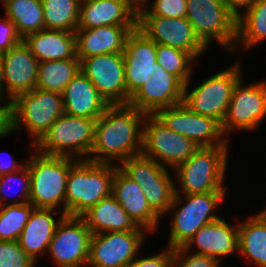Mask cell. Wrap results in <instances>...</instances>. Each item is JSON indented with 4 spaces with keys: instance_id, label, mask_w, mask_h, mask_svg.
<instances>
[{
    "instance_id": "obj_42",
    "label": "cell",
    "mask_w": 266,
    "mask_h": 267,
    "mask_svg": "<svg viewBox=\"0 0 266 267\" xmlns=\"http://www.w3.org/2000/svg\"><path fill=\"white\" fill-rule=\"evenodd\" d=\"M13 131L12 100L0 105V137Z\"/></svg>"
},
{
    "instance_id": "obj_20",
    "label": "cell",
    "mask_w": 266,
    "mask_h": 267,
    "mask_svg": "<svg viewBox=\"0 0 266 267\" xmlns=\"http://www.w3.org/2000/svg\"><path fill=\"white\" fill-rule=\"evenodd\" d=\"M39 62L22 41L2 53L3 91L8 99L32 91L37 84ZM5 84V85H4Z\"/></svg>"
},
{
    "instance_id": "obj_28",
    "label": "cell",
    "mask_w": 266,
    "mask_h": 267,
    "mask_svg": "<svg viewBox=\"0 0 266 267\" xmlns=\"http://www.w3.org/2000/svg\"><path fill=\"white\" fill-rule=\"evenodd\" d=\"M92 234L121 231H146L138 227L118 201L110 195L81 216Z\"/></svg>"
},
{
    "instance_id": "obj_8",
    "label": "cell",
    "mask_w": 266,
    "mask_h": 267,
    "mask_svg": "<svg viewBox=\"0 0 266 267\" xmlns=\"http://www.w3.org/2000/svg\"><path fill=\"white\" fill-rule=\"evenodd\" d=\"M63 113L62 94L34 88L12 100L13 131L25 126L34 139L31 144L34 147Z\"/></svg>"
},
{
    "instance_id": "obj_35",
    "label": "cell",
    "mask_w": 266,
    "mask_h": 267,
    "mask_svg": "<svg viewBox=\"0 0 266 267\" xmlns=\"http://www.w3.org/2000/svg\"><path fill=\"white\" fill-rule=\"evenodd\" d=\"M157 63L175 75L184 85L191 79V63L195 58L183 50L156 44ZM190 78V79H189Z\"/></svg>"
},
{
    "instance_id": "obj_6",
    "label": "cell",
    "mask_w": 266,
    "mask_h": 267,
    "mask_svg": "<svg viewBox=\"0 0 266 267\" xmlns=\"http://www.w3.org/2000/svg\"><path fill=\"white\" fill-rule=\"evenodd\" d=\"M177 188L175 187L176 194L169 208V211L176 207L178 209L177 211L175 209L172 216L169 235V248L171 249L183 247L202 226L219 220L220 217L211 211H214L226 196V190L202 194H182ZM183 195L186 203L180 207Z\"/></svg>"
},
{
    "instance_id": "obj_7",
    "label": "cell",
    "mask_w": 266,
    "mask_h": 267,
    "mask_svg": "<svg viewBox=\"0 0 266 267\" xmlns=\"http://www.w3.org/2000/svg\"><path fill=\"white\" fill-rule=\"evenodd\" d=\"M186 18L206 47L216 39L225 50L235 51L238 17L224 0H187Z\"/></svg>"
},
{
    "instance_id": "obj_23",
    "label": "cell",
    "mask_w": 266,
    "mask_h": 267,
    "mask_svg": "<svg viewBox=\"0 0 266 267\" xmlns=\"http://www.w3.org/2000/svg\"><path fill=\"white\" fill-rule=\"evenodd\" d=\"M195 244L198 247L195 254L212 256L221 263L223 258L239 251L238 224L231 226L220 218L202 226L183 248L189 251Z\"/></svg>"
},
{
    "instance_id": "obj_11",
    "label": "cell",
    "mask_w": 266,
    "mask_h": 267,
    "mask_svg": "<svg viewBox=\"0 0 266 267\" xmlns=\"http://www.w3.org/2000/svg\"><path fill=\"white\" fill-rule=\"evenodd\" d=\"M142 127L141 154L165 167L175 168L199 148L189 138L167 128L155 115H147Z\"/></svg>"
},
{
    "instance_id": "obj_9",
    "label": "cell",
    "mask_w": 266,
    "mask_h": 267,
    "mask_svg": "<svg viewBox=\"0 0 266 267\" xmlns=\"http://www.w3.org/2000/svg\"><path fill=\"white\" fill-rule=\"evenodd\" d=\"M118 167L141 187L148 204L160 217L169 211L176 185L164 165L139 154L122 161Z\"/></svg>"
},
{
    "instance_id": "obj_36",
    "label": "cell",
    "mask_w": 266,
    "mask_h": 267,
    "mask_svg": "<svg viewBox=\"0 0 266 267\" xmlns=\"http://www.w3.org/2000/svg\"><path fill=\"white\" fill-rule=\"evenodd\" d=\"M35 263L18 241H0V267H34Z\"/></svg>"
},
{
    "instance_id": "obj_31",
    "label": "cell",
    "mask_w": 266,
    "mask_h": 267,
    "mask_svg": "<svg viewBox=\"0 0 266 267\" xmlns=\"http://www.w3.org/2000/svg\"><path fill=\"white\" fill-rule=\"evenodd\" d=\"M79 72V58L39 62L35 88L62 94Z\"/></svg>"
},
{
    "instance_id": "obj_24",
    "label": "cell",
    "mask_w": 266,
    "mask_h": 267,
    "mask_svg": "<svg viewBox=\"0 0 266 267\" xmlns=\"http://www.w3.org/2000/svg\"><path fill=\"white\" fill-rule=\"evenodd\" d=\"M137 25L100 26L77 29L76 47L79 60L108 53H123L129 33Z\"/></svg>"
},
{
    "instance_id": "obj_25",
    "label": "cell",
    "mask_w": 266,
    "mask_h": 267,
    "mask_svg": "<svg viewBox=\"0 0 266 267\" xmlns=\"http://www.w3.org/2000/svg\"><path fill=\"white\" fill-rule=\"evenodd\" d=\"M64 113L97 120L109 104L80 71L62 93Z\"/></svg>"
},
{
    "instance_id": "obj_44",
    "label": "cell",
    "mask_w": 266,
    "mask_h": 267,
    "mask_svg": "<svg viewBox=\"0 0 266 267\" xmlns=\"http://www.w3.org/2000/svg\"><path fill=\"white\" fill-rule=\"evenodd\" d=\"M25 166L26 164H17V162L14 160V157H12L11 161H4L0 159V176L20 171Z\"/></svg>"
},
{
    "instance_id": "obj_30",
    "label": "cell",
    "mask_w": 266,
    "mask_h": 267,
    "mask_svg": "<svg viewBox=\"0 0 266 267\" xmlns=\"http://www.w3.org/2000/svg\"><path fill=\"white\" fill-rule=\"evenodd\" d=\"M6 17L15 24L23 39L45 29L41 0H2Z\"/></svg>"
},
{
    "instance_id": "obj_26",
    "label": "cell",
    "mask_w": 266,
    "mask_h": 267,
    "mask_svg": "<svg viewBox=\"0 0 266 267\" xmlns=\"http://www.w3.org/2000/svg\"><path fill=\"white\" fill-rule=\"evenodd\" d=\"M56 211L51 208H35L31 212L29 219L23 228L18 239L20 247L35 262L40 254L44 255L48 251L49 243L60 220L65 216L62 212L58 221L52 214Z\"/></svg>"
},
{
    "instance_id": "obj_5",
    "label": "cell",
    "mask_w": 266,
    "mask_h": 267,
    "mask_svg": "<svg viewBox=\"0 0 266 267\" xmlns=\"http://www.w3.org/2000/svg\"><path fill=\"white\" fill-rule=\"evenodd\" d=\"M96 122L95 119L63 113L33 148L45 155H77L81 157L79 159H88L94 142Z\"/></svg>"
},
{
    "instance_id": "obj_40",
    "label": "cell",
    "mask_w": 266,
    "mask_h": 267,
    "mask_svg": "<svg viewBox=\"0 0 266 267\" xmlns=\"http://www.w3.org/2000/svg\"><path fill=\"white\" fill-rule=\"evenodd\" d=\"M22 42L15 24L7 17L0 19V53L6 52Z\"/></svg>"
},
{
    "instance_id": "obj_18",
    "label": "cell",
    "mask_w": 266,
    "mask_h": 267,
    "mask_svg": "<svg viewBox=\"0 0 266 267\" xmlns=\"http://www.w3.org/2000/svg\"><path fill=\"white\" fill-rule=\"evenodd\" d=\"M184 84L160 64L154 63L146 82L130 98L129 105L147 115L183 102Z\"/></svg>"
},
{
    "instance_id": "obj_3",
    "label": "cell",
    "mask_w": 266,
    "mask_h": 267,
    "mask_svg": "<svg viewBox=\"0 0 266 267\" xmlns=\"http://www.w3.org/2000/svg\"><path fill=\"white\" fill-rule=\"evenodd\" d=\"M78 158L68 156L45 155L36 153L27 160L30 171L29 203L35 208L58 209L64 205L62 213L65 215V194L67 177L70 167Z\"/></svg>"
},
{
    "instance_id": "obj_4",
    "label": "cell",
    "mask_w": 266,
    "mask_h": 267,
    "mask_svg": "<svg viewBox=\"0 0 266 267\" xmlns=\"http://www.w3.org/2000/svg\"><path fill=\"white\" fill-rule=\"evenodd\" d=\"M229 146L199 147L174 169L184 194H202L226 190L224 174Z\"/></svg>"
},
{
    "instance_id": "obj_32",
    "label": "cell",
    "mask_w": 266,
    "mask_h": 267,
    "mask_svg": "<svg viewBox=\"0 0 266 267\" xmlns=\"http://www.w3.org/2000/svg\"><path fill=\"white\" fill-rule=\"evenodd\" d=\"M244 12L237 18L235 50L242 42V46L249 50L266 39V0H258Z\"/></svg>"
},
{
    "instance_id": "obj_41",
    "label": "cell",
    "mask_w": 266,
    "mask_h": 267,
    "mask_svg": "<svg viewBox=\"0 0 266 267\" xmlns=\"http://www.w3.org/2000/svg\"><path fill=\"white\" fill-rule=\"evenodd\" d=\"M173 249L167 248L159 255L134 259L128 267H170Z\"/></svg>"
},
{
    "instance_id": "obj_15",
    "label": "cell",
    "mask_w": 266,
    "mask_h": 267,
    "mask_svg": "<svg viewBox=\"0 0 266 267\" xmlns=\"http://www.w3.org/2000/svg\"><path fill=\"white\" fill-rule=\"evenodd\" d=\"M123 53H108L80 60V71L109 105L127 104Z\"/></svg>"
},
{
    "instance_id": "obj_33",
    "label": "cell",
    "mask_w": 266,
    "mask_h": 267,
    "mask_svg": "<svg viewBox=\"0 0 266 267\" xmlns=\"http://www.w3.org/2000/svg\"><path fill=\"white\" fill-rule=\"evenodd\" d=\"M45 29L75 32L81 0H41Z\"/></svg>"
},
{
    "instance_id": "obj_13",
    "label": "cell",
    "mask_w": 266,
    "mask_h": 267,
    "mask_svg": "<svg viewBox=\"0 0 266 267\" xmlns=\"http://www.w3.org/2000/svg\"><path fill=\"white\" fill-rule=\"evenodd\" d=\"M92 232L79 216L65 215L58 223L48 252L57 267H81L88 263Z\"/></svg>"
},
{
    "instance_id": "obj_43",
    "label": "cell",
    "mask_w": 266,
    "mask_h": 267,
    "mask_svg": "<svg viewBox=\"0 0 266 267\" xmlns=\"http://www.w3.org/2000/svg\"><path fill=\"white\" fill-rule=\"evenodd\" d=\"M258 0H224L227 7L237 16L241 14L239 8H250L253 4H255Z\"/></svg>"
},
{
    "instance_id": "obj_37",
    "label": "cell",
    "mask_w": 266,
    "mask_h": 267,
    "mask_svg": "<svg viewBox=\"0 0 266 267\" xmlns=\"http://www.w3.org/2000/svg\"><path fill=\"white\" fill-rule=\"evenodd\" d=\"M21 175H20V173ZM19 181V185L20 186V189L21 191L17 192L19 193L20 197L18 198H21L22 200L20 201L19 199L16 198V200H14L13 203L11 204H24V203H27L29 202V197H30V171H29V168H28V165L26 164L25 167H23L20 171H17V172H14V173H8V174H4L2 176H0V203L1 205H5V203L7 202V199L4 200L6 197H5V193H7V191H5L4 189L7 188V185L10 183V181ZM9 186V190L11 188L10 185ZM5 191V192H4ZM11 191H12V188H11ZM18 191V189H17ZM14 193V191H13ZM17 200H19L17 202Z\"/></svg>"
},
{
    "instance_id": "obj_38",
    "label": "cell",
    "mask_w": 266,
    "mask_h": 267,
    "mask_svg": "<svg viewBox=\"0 0 266 267\" xmlns=\"http://www.w3.org/2000/svg\"><path fill=\"white\" fill-rule=\"evenodd\" d=\"M149 8H142L137 16H160L165 18L186 17L187 0H154Z\"/></svg>"
},
{
    "instance_id": "obj_14",
    "label": "cell",
    "mask_w": 266,
    "mask_h": 267,
    "mask_svg": "<svg viewBox=\"0 0 266 267\" xmlns=\"http://www.w3.org/2000/svg\"><path fill=\"white\" fill-rule=\"evenodd\" d=\"M240 79L233 88L226 116L221 124L224 135L236 129L252 131L266 117V81L244 86Z\"/></svg>"
},
{
    "instance_id": "obj_22",
    "label": "cell",
    "mask_w": 266,
    "mask_h": 267,
    "mask_svg": "<svg viewBox=\"0 0 266 267\" xmlns=\"http://www.w3.org/2000/svg\"><path fill=\"white\" fill-rule=\"evenodd\" d=\"M117 25H137V11L128 0L81 1L77 29Z\"/></svg>"
},
{
    "instance_id": "obj_17",
    "label": "cell",
    "mask_w": 266,
    "mask_h": 267,
    "mask_svg": "<svg viewBox=\"0 0 266 267\" xmlns=\"http://www.w3.org/2000/svg\"><path fill=\"white\" fill-rule=\"evenodd\" d=\"M137 28L156 44L189 52L195 59L207 49L186 17L137 16Z\"/></svg>"
},
{
    "instance_id": "obj_34",
    "label": "cell",
    "mask_w": 266,
    "mask_h": 267,
    "mask_svg": "<svg viewBox=\"0 0 266 267\" xmlns=\"http://www.w3.org/2000/svg\"><path fill=\"white\" fill-rule=\"evenodd\" d=\"M34 206L24 204H9L0 209V241H18Z\"/></svg>"
},
{
    "instance_id": "obj_27",
    "label": "cell",
    "mask_w": 266,
    "mask_h": 267,
    "mask_svg": "<svg viewBox=\"0 0 266 267\" xmlns=\"http://www.w3.org/2000/svg\"><path fill=\"white\" fill-rule=\"evenodd\" d=\"M38 62L77 57L75 32L41 30L22 39Z\"/></svg>"
},
{
    "instance_id": "obj_12",
    "label": "cell",
    "mask_w": 266,
    "mask_h": 267,
    "mask_svg": "<svg viewBox=\"0 0 266 267\" xmlns=\"http://www.w3.org/2000/svg\"><path fill=\"white\" fill-rule=\"evenodd\" d=\"M167 128L192 140L199 147L228 146L219 121L193 112L185 103L154 114ZM218 140V141H217Z\"/></svg>"
},
{
    "instance_id": "obj_1",
    "label": "cell",
    "mask_w": 266,
    "mask_h": 267,
    "mask_svg": "<svg viewBox=\"0 0 266 267\" xmlns=\"http://www.w3.org/2000/svg\"><path fill=\"white\" fill-rule=\"evenodd\" d=\"M147 114L129 104L109 105L96 122L94 142L87 160L120 163L141 154L143 129ZM114 159V160H113Z\"/></svg>"
},
{
    "instance_id": "obj_10",
    "label": "cell",
    "mask_w": 266,
    "mask_h": 267,
    "mask_svg": "<svg viewBox=\"0 0 266 267\" xmlns=\"http://www.w3.org/2000/svg\"><path fill=\"white\" fill-rule=\"evenodd\" d=\"M239 63L206 79L192 91L184 86L183 103L193 112L216 119L221 124L226 116L233 88L242 79ZM189 92V93H188Z\"/></svg>"
},
{
    "instance_id": "obj_39",
    "label": "cell",
    "mask_w": 266,
    "mask_h": 267,
    "mask_svg": "<svg viewBox=\"0 0 266 267\" xmlns=\"http://www.w3.org/2000/svg\"><path fill=\"white\" fill-rule=\"evenodd\" d=\"M220 265L212 256L195 254L194 252L190 255L183 247L173 249L170 263V267H219Z\"/></svg>"
},
{
    "instance_id": "obj_19",
    "label": "cell",
    "mask_w": 266,
    "mask_h": 267,
    "mask_svg": "<svg viewBox=\"0 0 266 267\" xmlns=\"http://www.w3.org/2000/svg\"><path fill=\"white\" fill-rule=\"evenodd\" d=\"M127 104L135 92L146 82L157 61L156 43L137 27L127 36L123 52Z\"/></svg>"
},
{
    "instance_id": "obj_2",
    "label": "cell",
    "mask_w": 266,
    "mask_h": 267,
    "mask_svg": "<svg viewBox=\"0 0 266 267\" xmlns=\"http://www.w3.org/2000/svg\"><path fill=\"white\" fill-rule=\"evenodd\" d=\"M119 165L78 159L67 177L65 215L81 217L100 200L112 195L115 170Z\"/></svg>"
},
{
    "instance_id": "obj_21",
    "label": "cell",
    "mask_w": 266,
    "mask_h": 267,
    "mask_svg": "<svg viewBox=\"0 0 266 267\" xmlns=\"http://www.w3.org/2000/svg\"><path fill=\"white\" fill-rule=\"evenodd\" d=\"M112 196L138 227L152 234L156 232L160 216L148 204L141 187L119 167L113 177Z\"/></svg>"
},
{
    "instance_id": "obj_46",
    "label": "cell",
    "mask_w": 266,
    "mask_h": 267,
    "mask_svg": "<svg viewBox=\"0 0 266 267\" xmlns=\"http://www.w3.org/2000/svg\"><path fill=\"white\" fill-rule=\"evenodd\" d=\"M3 88L4 87H3V77H2V53H0V101L1 102L3 101L5 95Z\"/></svg>"
},
{
    "instance_id": "obj_16",
    "label": "cell",
    "mask_w": 266,
    "mask_h": 267,
    "mask_svg": "<svg viewBox=\"0 0 266 267\" xmlns=\"http://www.w3.org/2000/svg\"><path fill=\"white\" fill-rule=\"evenodd\" d=\"M147 231H121L92 234L90 239L89 267H128Z\"/></svg>"
},
{
    "instance_id": "obj_45",
    "label": "cell",
    "mask_w": 266,
    "mask_h": 267,
    "mask_svg": "<svg viewBox=\"0 0 266 267\" xmlns=\"http://www.w3.org/2000/svg\"><path fill=\"white\" fill-rule=\"evenodd\" d=\"M147 0H128L129 4L138 12L140 11V9H142V5L144 8V4L143 3H147ZM149 2V0H148ZM141 6V7H140Z\"/></svg>"
},
{
    "instance_id": "obj_29",
    "label": "cell",
    "mask_w": 266,
    "mask_h": 267,
    "mask_svg": "<svg viewBox=\"0 0 266 267\" xmlns=\"http://www.w3.org/2000/svg\"><path fill=\"white\" fill-rule=\"evenodd\" d=\"M248 219L238 224V252L249 263L266 267V209Z\"/></svg>"
}]
</instances>
